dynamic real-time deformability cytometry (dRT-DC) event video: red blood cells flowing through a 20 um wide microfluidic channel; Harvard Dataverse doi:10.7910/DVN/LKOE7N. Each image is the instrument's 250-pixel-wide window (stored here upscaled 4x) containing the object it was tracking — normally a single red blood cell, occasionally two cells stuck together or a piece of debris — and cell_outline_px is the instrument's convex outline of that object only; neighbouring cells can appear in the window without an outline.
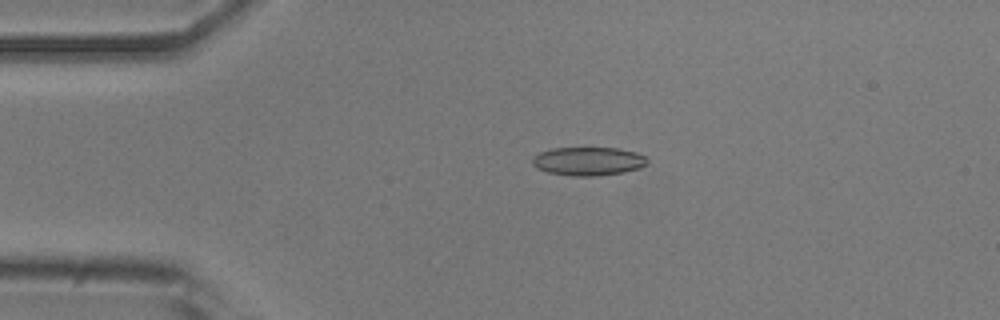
{"species": "common noctule bat (a hibernating species)", "species_latin": "Nyctalus noctula", "temperature_condition": "room temperature", "stored_images_in_passage": 33, "camera_frame_rate_fps": 3000, "um_per_image_px": 0.085, "animal": {"sex": "male", "body_mass_g": 20.5, "forearm_length_mm": 52.5}, "frame": {"image": 1, "passage_image": 3, "time_ms": 0.667, "image_size_px": [1000, 320], "cell_outline_px": [[648, 164], [640, 168], [624, 172], [592, 176], [572, 176], [548, 172], [536, 168], [532, 164], [532, 156], [540, 152], [552, 148], [620, 148], [636, 152], [644, 156], [648, 160]], "centroid_in_image_um": [50.0, 13.7], "position_along_channel_um": 35.0, "area_um2": 19.19}}
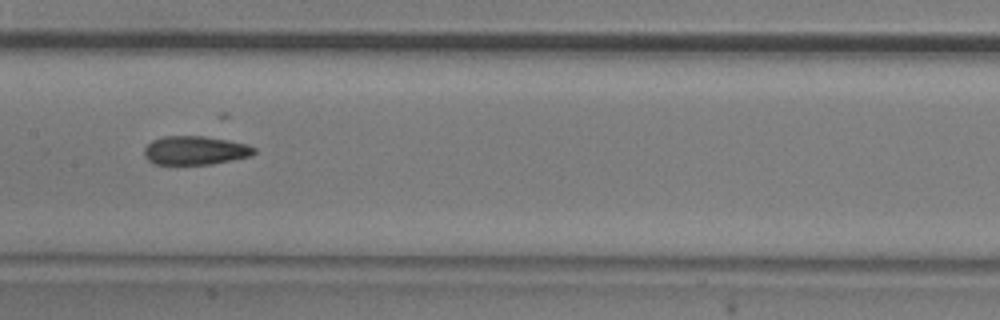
{"frame": {"image": 2, "passage_image": 18, "time_ms": 5.667, "image_size_px": [1000, 320], "cell_outline_px": [[256, 152], [252, 156], [212, 164], [152, 164], [144, 156], [144, 148], [152, 140], [164, 136], [204, 136], [228, 140], [248, 144], [256, 148]], "centroid_in_image_um": [16.6, 12.78], "position_along_channel_um": 190.8, "area_um2": 18.55}}
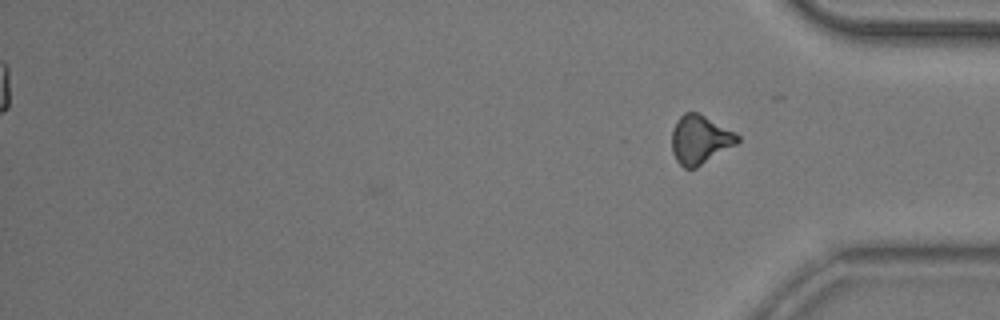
{"frame": {"image": 3, "passage_image": 33, "time_ms": 10.667, "image_size_px": [1000, 320], "cell_outline_px": [[740, 140], [736, 144], [696, 168], [684, 168], [676, 160], [672, 152], [672, 132], [676, 120], [684, 112], [696, 112], [736, 132], [740, 136]], "centroid_in_image_um": [59.49, 11.87], "position_along_channel_um": 375.7, "area_um2": 18.55}, "authors_computed_cell_mechanics": {"area_um2": 19.074, "velocity_mm_per_s": 3.7923, "shape_relaxation_time_tau1_ms": null, "shape_relaxation_time_tau2_ms": 2.8086, "deformation_change_tau1": null, "deformation_change_tau2": 0.099}}